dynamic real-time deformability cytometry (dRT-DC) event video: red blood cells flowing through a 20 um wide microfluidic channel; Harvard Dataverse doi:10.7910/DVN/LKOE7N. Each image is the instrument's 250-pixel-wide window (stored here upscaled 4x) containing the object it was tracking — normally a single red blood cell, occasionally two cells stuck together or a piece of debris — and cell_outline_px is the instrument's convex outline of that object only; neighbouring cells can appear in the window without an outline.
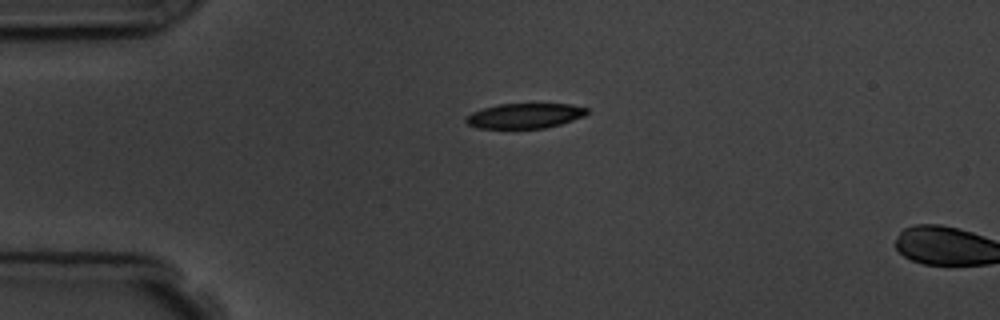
{"species": "common noctule bat (a hibernating species)", "species_latin": "Nyctalus noctula", "temperature_condition": "room temperature", "stored_images_in_passage": 6, "camera_frame_rate_fps": 3000, "um_per_image_px": 0.085, "animal": {"sex": "male", "body_mass_g": 19.5, "forearm_length_mm": 54.6}, "frame": {"image": 1, "passage_image": 6, "time_ms": 6.0, "image_size_px": [1000, 320], "cell_outline_px": [[588, 112], [584, 116], [560, 124], [544, 128], [476, 128], [468, 124], [464, 120], [464, 116], [472, 112], [496, 104], [568, 104], [588, 108]], "centroid_in_image_um": [44.56, 9.84], "position_along_channel_um": 40.4, "area_um2": 17.63}}